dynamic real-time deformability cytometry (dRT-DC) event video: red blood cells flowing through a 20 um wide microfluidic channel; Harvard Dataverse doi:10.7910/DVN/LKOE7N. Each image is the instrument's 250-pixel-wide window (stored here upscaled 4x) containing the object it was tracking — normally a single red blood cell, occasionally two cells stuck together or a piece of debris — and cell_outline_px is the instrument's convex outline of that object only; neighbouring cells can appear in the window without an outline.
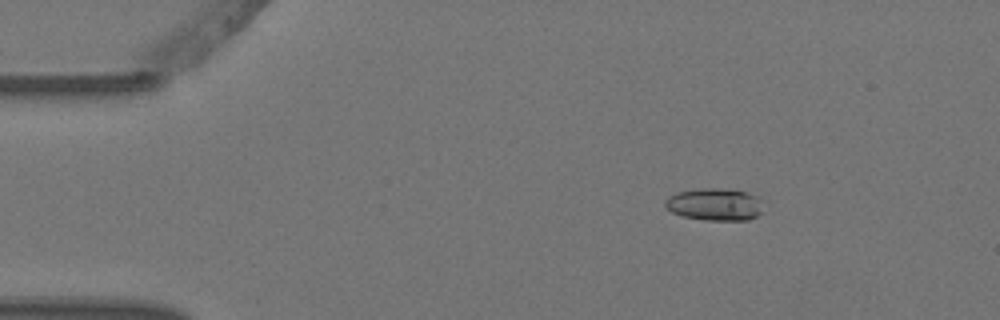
{"species": "Egyptian fruit bat (a non-hibernating species)", "species_latin": "Rousettus aegyptiacus", "temperature_condition": "warm", "stored_images_in_passage": 4, "camera_frame_rate_fps": 3000, "um_per_image_px": 0.085, "animal": {"sex": "female"}, "frame": {"image": 1, "passage_image": 2, "time_ms": 0.333, "image_size_px": [1000, 320], "cell_outline_px": [[768, 200], [760, 212], [756, 216], [748, 220], [704, 220], [680, 216], [672, 212], [664, 204], [664, 200], [668, 196], [676, 192], [700, 188], [720, 188], [744, 192], [760, 196]], "centroid_in_image_um": [60.8, 17.37], "position_along_channel_um": 24.2, "area_um2": 18.96}}